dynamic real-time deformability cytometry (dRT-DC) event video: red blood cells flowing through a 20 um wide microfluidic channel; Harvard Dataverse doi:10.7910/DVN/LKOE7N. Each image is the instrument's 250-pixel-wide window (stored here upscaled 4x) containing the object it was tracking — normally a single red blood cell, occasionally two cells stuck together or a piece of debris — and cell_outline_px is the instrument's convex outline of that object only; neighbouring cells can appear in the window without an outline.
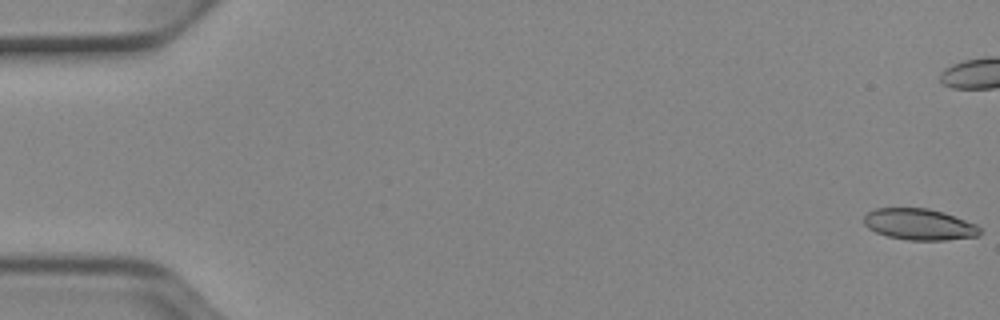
{"species": "Egyptian fruit bat (a non-hibernating species)", "species_latin": "Rousettus aegyptiacus", "temperature_condition": "cold", "stored_images_in_passage": 53, "camera_frame_rate_fps": 3000, "um_per_image_px": 0.085, "animal": {"sex": "female"}, "frame": {"image": 1, "passage_image": 1, "time_ms": 0.0, "image_size_px": [1000, 320], "cell_outline_px": [[980, 236], [944, 240], [908, 240], [888, 236], [876, 232], [868, 228], [864, 224], [864, 216], [868, 212], [876, 208], [928, 208], [944, 212], [976, 224], [980, 228]], "centroid_in_image_um": [78.15, 19.07], "position_along_channel_um": 6.9, "area_um2": 21.15}}
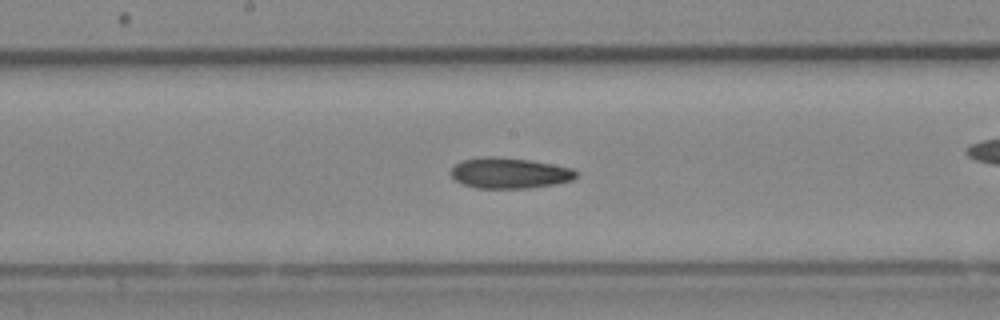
{"frame": {"image": 2, "passage_image": 28, "time_ms": 9.0, "image_size_px": [1000, 320], "cell_outline_px": [[576, 176], [572, 180], [556, 184], [532, 188], [476, 188], [464, 184], [456, 180], [448, 172], [460, 160], [484, 156], [492, 156], [528, 160], [572, 168], [576, 172]], "centroid_in_image_um": [43.27, 14.71], "position_along_channel_um": 204.9, "area_um2": 22.37}}
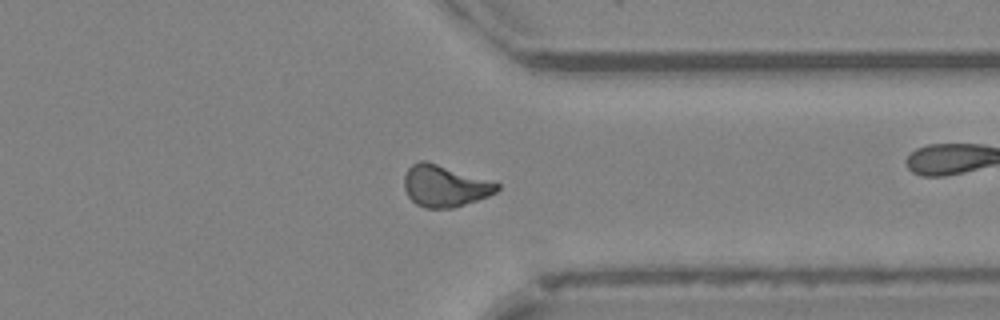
{"frame": {"image": 3, "passage_image": 41, "time_ms": 13.333, "image_size_px": [1000, 320], "cell_outline_px": [[500, 188], [496, 192], [488, 196], [452, 208], [424, 208], [416, 204], [408, 196], [404, 188], [404, 176], [408, 168], [412, 164], [420, 160], [428, 160], [500, 184]], "centroid_in_image_um": [37.77, 15.79], "position_along_channel_um": 373.6, "area_um2": 22.48}, "authors_computed_cell_mechanics": {"area_um2": 21.8484, "velocity_mm_per_s": 3.9331, "shape_relaxation_time_tau1_ms": 7.6765, "shape_relaxation_time_tau2_ms": null, "deformation_change_tau1": 0.1535, "deformation_change_tau2": null}}